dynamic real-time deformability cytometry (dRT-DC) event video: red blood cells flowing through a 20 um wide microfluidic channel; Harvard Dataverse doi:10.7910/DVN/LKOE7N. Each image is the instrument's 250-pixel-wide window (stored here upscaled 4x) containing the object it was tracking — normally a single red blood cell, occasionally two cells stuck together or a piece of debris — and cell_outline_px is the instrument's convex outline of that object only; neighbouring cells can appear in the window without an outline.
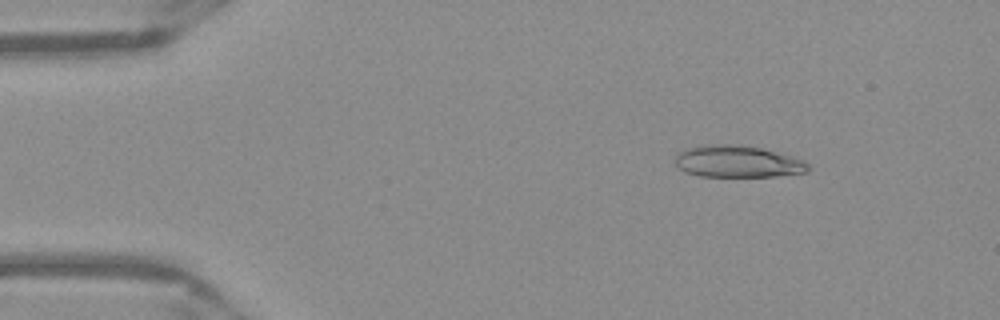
{"species": "Egyptian fruit bat (a non-hibernating species)", "species_latin": "Rousettus aegyptiacus", "temperature_condition": "warm", "stored_images_in_passage": 31, "camera_frame_rate_fps": 3000, "um_per_image_px": 0.085, "frame": {"image": 1, "passage_image": 4, "time_ms": 1.0, "image_size_px": [1000, 320], "cell_outline_px": [[812, 168], [808, 172], [776, 176], [700, 176], [684, 172], [676, 164], [676, 152], [684, 148], [716, 144], [728, 144], [764, 148], [792, 156], [808, 164]], "centroid_in_image_um": [62.7, 13.73], "position_along_channel_um": 22.3, "area_um2": 24.68}}
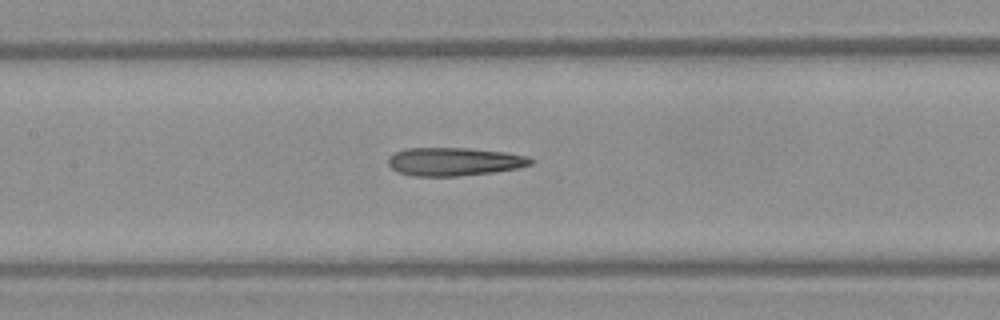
{"frame": {"image": 2, "passage_image": 21, "time_ms": 6.667, "image_size_px": [1000, 320], "cell_outline_px": [[532, 164], [520, 168], [492, 172], [460, 176], [412, 176], [396, 172], [388, 164], [388, 160], [396, 152], [408, 148], [468, 148], [504, 152], [528, 156], [532, 160]], "centroid_in_image_um": [38.61, 13.74], "position_along_channel_um": 168.8, "area_um2": 23.41}}
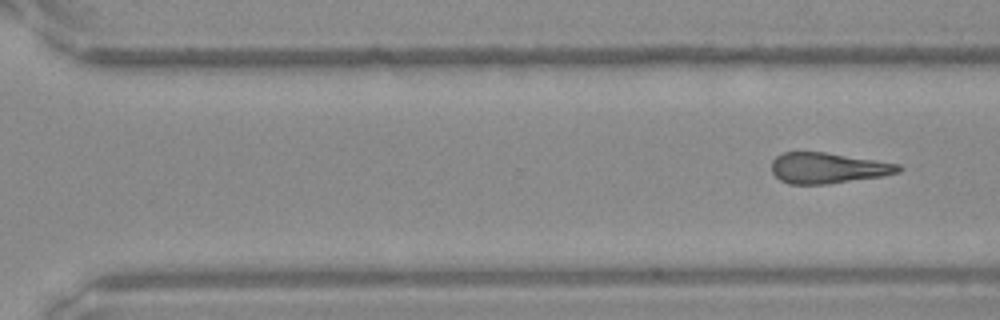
{"frame": {"image": 3, "passage_image": 31, "time_ms": 10.0, "image_size_px": [1000, 320], "cell_outline_px": [[904, 168], [900, 172], [884, 176], [824, 184], [788, 184], [780, 180], [772, 172], [772, 160], [776, 156], [784, 152], [824, 152], [900, 164]], "centroid_in_image_um": [70.38, 14.28], "position_along_channel_um": 300.2, "area_um2": 22.66}}